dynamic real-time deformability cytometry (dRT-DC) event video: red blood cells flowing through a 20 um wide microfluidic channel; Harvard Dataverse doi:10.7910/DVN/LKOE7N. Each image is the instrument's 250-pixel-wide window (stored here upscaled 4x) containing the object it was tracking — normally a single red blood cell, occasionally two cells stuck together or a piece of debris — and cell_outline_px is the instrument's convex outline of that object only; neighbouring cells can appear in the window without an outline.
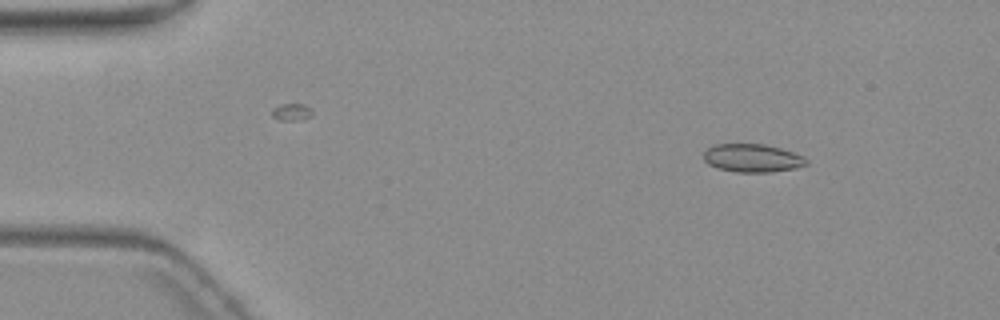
{"species": "common noctule bat (a hibernating species)", "species_latin": "Nyctalus noctula", "temperature_condition": "warm", "stored_images_in_passage": 3, "camera_frame_rate_fps": 3000, "um_per_image_px": 0.085, "animal": {"sex": "female", "body_mass_g": 19.3, "forearm_length_mm": 54.1}, "frame": {"image": 1, "passage_image": 2, "time_ms": 1.333, "image_size_px": [1000, 320], "cell_outline_px": [[808, 164], [796, 168], [772, 172], [736, 172], [716, 168], [708, 164], [704, 160], [704, 152], [712, 144], [764, 144], [780, 148], [804, 156], [808, 160]], "centroid_in_image_um": [63.95, 13.44], "position_along_channel_um": 21.0, "area_um2": 16.99}}